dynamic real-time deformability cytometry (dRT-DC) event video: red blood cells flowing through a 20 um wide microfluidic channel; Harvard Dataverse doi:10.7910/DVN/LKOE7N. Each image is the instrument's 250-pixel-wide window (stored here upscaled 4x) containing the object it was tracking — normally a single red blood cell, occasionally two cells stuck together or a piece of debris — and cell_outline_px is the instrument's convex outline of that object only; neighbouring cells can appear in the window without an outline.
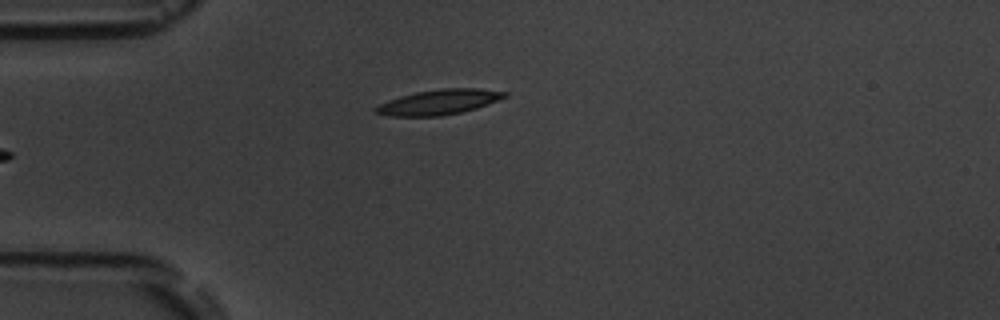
{"species": "common noctule bat (a hibernating species)", "species_latin": "Nyctalus noctula", "temperature_condition": "room temperature", "stored_images_in_passage": 6, "camera_frame_rate_fps": 3000, "um_per_image_px": 0.085, "animal": {"sex": "male", "body_mass_g": 19.5, "forearm_length_mm": 54.6}, "frame": {"image": 1, "passage_image": 6, "time_ms": 6.667, "image_size_px": [1000, 320], "cell_outline_px": [[508, 96], [476, 108], [460, 112], [440, 116], [388, 116], [372, 112], [372, 108], [388, 100], [400, 96], [416, 92], [440, 88], [480, 88], [508, 92]], "centroid_in_image_um": [37.27, 8.67], "position_along_channel_um": 47.7, "area_um2": 18.9}}